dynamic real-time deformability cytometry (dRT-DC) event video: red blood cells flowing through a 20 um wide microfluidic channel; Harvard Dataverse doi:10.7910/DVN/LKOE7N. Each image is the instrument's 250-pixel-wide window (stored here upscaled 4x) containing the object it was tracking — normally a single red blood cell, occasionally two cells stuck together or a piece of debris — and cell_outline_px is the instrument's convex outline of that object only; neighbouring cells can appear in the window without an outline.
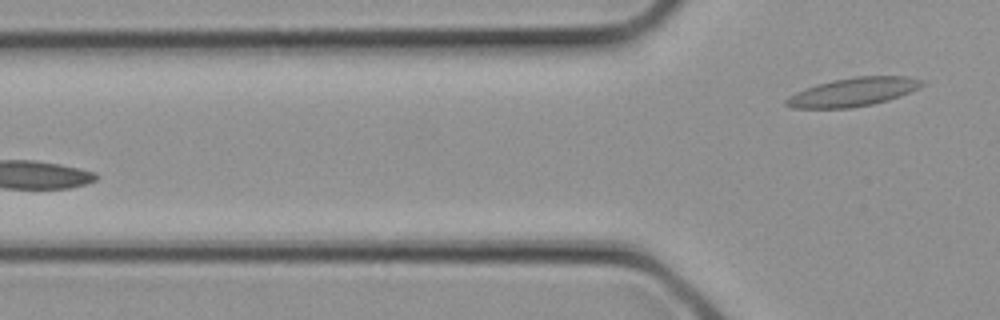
{"species": "common noctule bat (a hibernating species)", "species_latin": "Nyctalus noctula", "temperature_condition": "cold", "stored_images_in_passage": 5, "camera_frame_rate_fps": 3000, "um_per_image_px": 0.085, "animal": {"sex": "female", "body_mass_g": 21.9}, "frame": {"image": 1, "passage_image": 5, "time_ms": 1.333, "image_size_px": [1000, 320], "cell_outline_px": [[924, 84], [920, 88], [900, 96], [888, 100], [872, 104], [848, 108], [792, 108], [784, 104], [784, 100], [788, 96], [796, 92], [816, 84], [832, 80], [856, 76], [908, 76], [924, 80]], "centroid_in_image_um": [72.52, 7.81], "position_along_channel_um": 53.3, "area_um2": 22.72}}